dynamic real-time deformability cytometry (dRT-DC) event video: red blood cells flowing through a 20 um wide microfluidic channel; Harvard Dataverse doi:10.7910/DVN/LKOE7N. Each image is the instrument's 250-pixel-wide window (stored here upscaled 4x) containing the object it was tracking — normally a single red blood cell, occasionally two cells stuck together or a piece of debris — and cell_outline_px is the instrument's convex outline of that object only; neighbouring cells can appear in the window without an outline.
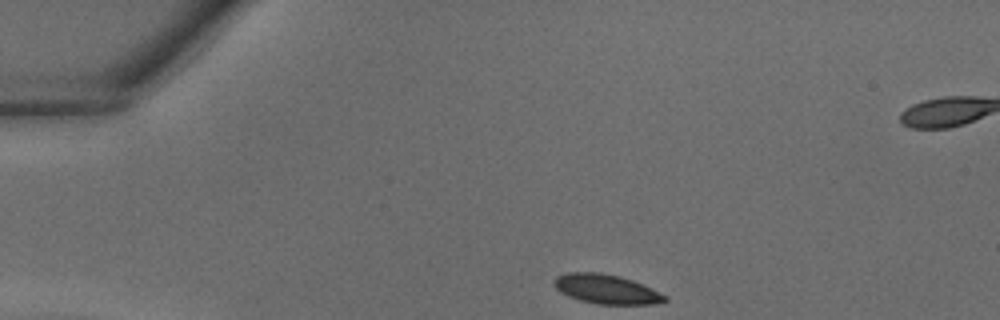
{"species": "common noctule bat (a hibernating species)", "species_latin": "Nyctalus noctula", "temperature_condition": "warm", "stored_images_in_passage": 33, "segment_of_instrument_passage": [1, 2], "camera_frame_rate_fps": 3000, "um_per_image_px": 0.085, "animal": {"sex": "male", "body_mass_g": 18.8}, "frame": {"image": 1, "passage_image": 1, "time_ms": 0.0, "image_size_px": [1000, 320], "cell_outline_px": [[668, 300], [656, 304], [596, 304], [580, 300], [568, 296], [560, 292], [552, 284], [552, 280], [556, 276], [568, 272], [600, 272], [620, 276], [632, 280], [668, 296]], "centroid_in_image_um": [51.5, 24.57], "position_along_channel_um": 33.5, "area_um2": 19.07}}
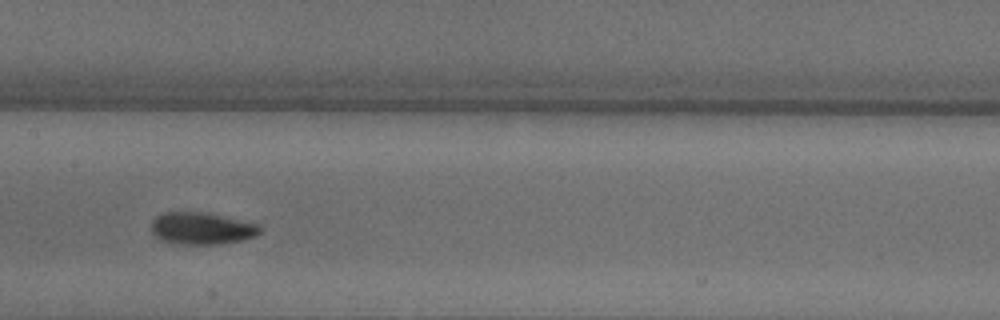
{"frame": {"image": 2, "passage_image": 13, "time_ms": 4.0, "image_size_px": [1000, 320], "cell_outline_px": [[264, 232], [256, 236], [244, 240], [220, 244], [172, 244], [160, 240], [152, 232], [152, 220], [156, 216], [164, 212], [204, 212], [260, 224], [264, 228]], "centroid_in_image_um": [17.2, 19.42], "position_along_channel_um": 190.2, "area_um2": 20.69}}
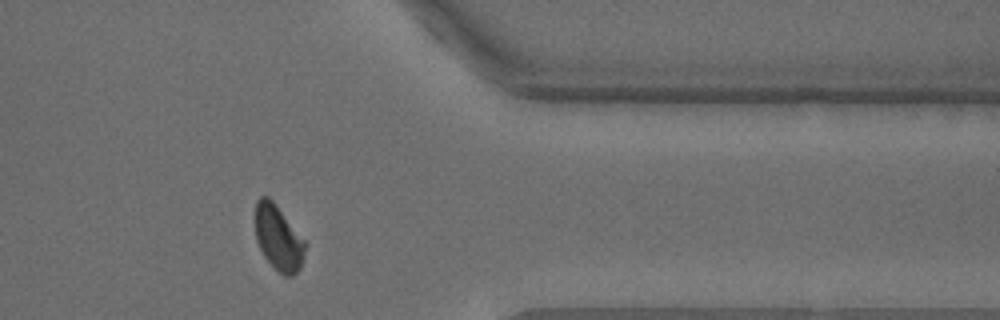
{"frame": {"image": 3, "passage_image": 25, "time_ms": 8.0, "image_size_px": [1000, 320], "cell_outline_px": [[308, 244], [300, 268], [292, 276], [284, 276], [264, 256], [256, 240], [256, 200], [260, 196], [268, 196], [272, 200]], "centroid_in_image_um": [23.68, 20.22], "position_along_channel_um": 387.7, "area_um2": 18.73}}